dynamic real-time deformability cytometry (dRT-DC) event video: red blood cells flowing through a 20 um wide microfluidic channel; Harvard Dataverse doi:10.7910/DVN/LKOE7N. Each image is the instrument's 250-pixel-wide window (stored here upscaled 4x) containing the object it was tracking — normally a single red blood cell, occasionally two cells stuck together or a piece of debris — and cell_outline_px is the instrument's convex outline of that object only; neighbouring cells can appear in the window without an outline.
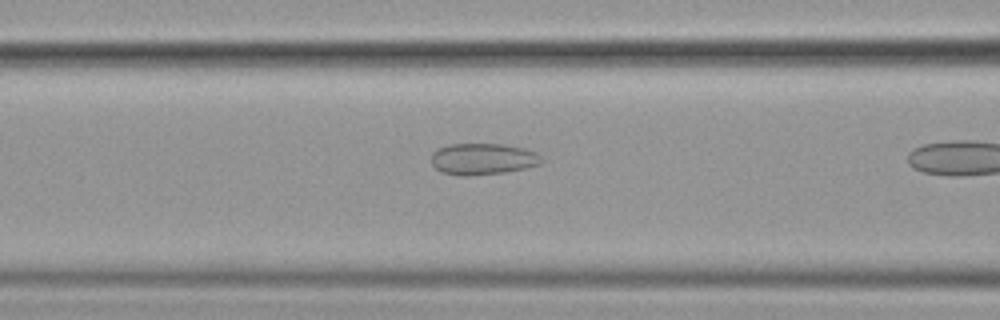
{"species": "common noctule bat (a hibernating species)", "species_latin": "Nyctalus noctula", "temperature_condition": "cold", "stored_images_in_passage": 17, "camera_frame_rate_fps": 3000, "um_per_image_px": 0.085, "animal": {"sex": "female", "body_mass_g": 19.9}, "frame": {"image": 1, "passage_image": 15, "time_ms": 4.667, "image_size_px": [1000, 320], "cell_outline_px": [[544, 160], [540, 164], [524, 168], [504, 172], [468, 176], [460, 176], [440, 172], [432, 164], [432, 152], [436, 148], [448, 144], [504, 144], [524, 148], [536, 152]], "centroid_in_image_um": [41.01, 13.51], "position_along_channel_um": 125.6, "area_um2": 20.35}}